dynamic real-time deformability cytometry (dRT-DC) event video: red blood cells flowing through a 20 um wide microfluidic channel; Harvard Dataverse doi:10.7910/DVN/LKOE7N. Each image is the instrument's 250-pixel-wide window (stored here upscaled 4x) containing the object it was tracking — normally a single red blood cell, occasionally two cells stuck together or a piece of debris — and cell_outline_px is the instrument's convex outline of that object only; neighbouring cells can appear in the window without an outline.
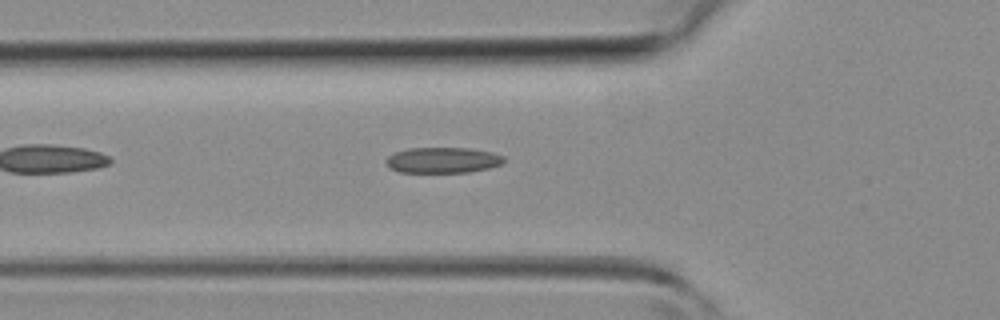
{"species": "common noctule bat (a hibernating species)", "species_latin": "Nyctalus noctula", "temperature_condition": "room temperature", "stored_images_in_passage": 27, "camera_frame_rate_fps": 3000, "um_per_image_px": 0.085, "animal": {"sex": "female", "body_mass_g": 19.3, "forearm_length_mm": 54.1}, "frame": {"image": 1, "passage_image": 3, "time_ms": 0.667, "image_size_px": [1000, 320], "cell_outline_px": [[504, 160], [500, 164], [488, 168], [468, 172], [400, 172], [392, 168], [384, 160], [388, 156], [396, 152], [408, 148], [468, 148], [492, 152], [504, 156]], "centroid_in_image_um": [37.63, 13.6], "position_along_channel_um": 88.2, "area_um2": 17.46}}
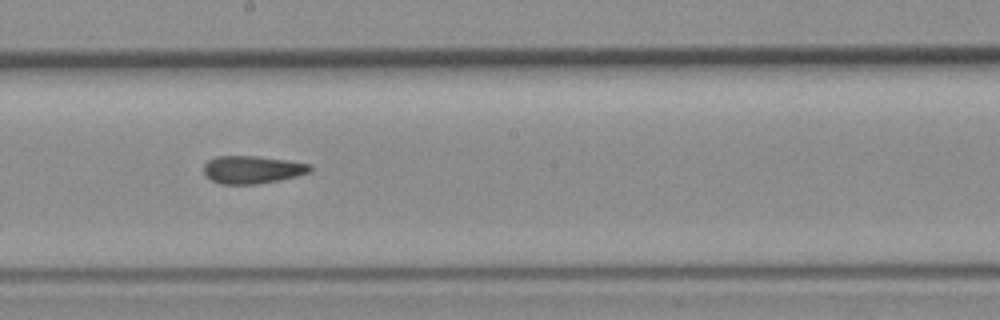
{"frame": {"image": 2, "passage_image": 12, "time_ms": 3.667, "image_size_px": [1000, 320], "cell_outline_px": [[312, 168], [308, 172], [296, 176], [280, 180], [256, 184], [220, 184], [204, 176], [204, 164], [208, 160], [216, 156], [256, 156], [288, 160], [312, 164]], "centroid_in_image_um": [21.42, 14.41], "position_along_channel_um": 226.8, "area_um2": 17.28}}
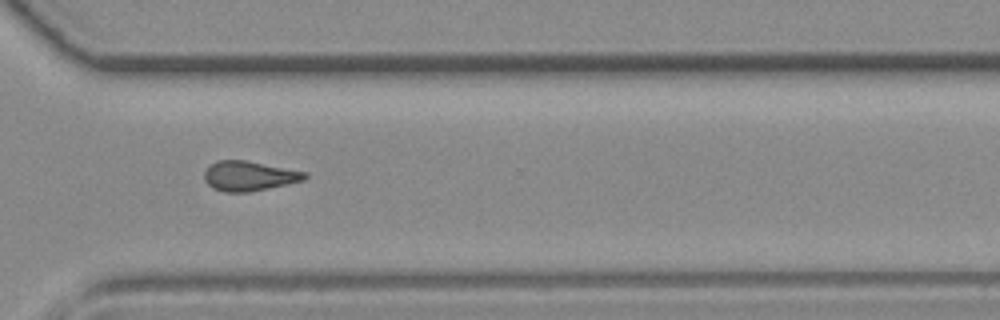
{"frame": {"image": 3, "passage_image": 20, "time_ms": 6.333, "image_size_px": [1000, 320], "cell_outline_px": [[308, 176], [304, 180], [268, 188], [248, 192], [224, 192], [212, 188], [204, 180], [204, 172], [216, 160], [244, 160], [308, 172]], "centroid_in_image_um": [21.17, 14.96], "position_along_channel_um": 349.4, "area_um2": 17.34}}